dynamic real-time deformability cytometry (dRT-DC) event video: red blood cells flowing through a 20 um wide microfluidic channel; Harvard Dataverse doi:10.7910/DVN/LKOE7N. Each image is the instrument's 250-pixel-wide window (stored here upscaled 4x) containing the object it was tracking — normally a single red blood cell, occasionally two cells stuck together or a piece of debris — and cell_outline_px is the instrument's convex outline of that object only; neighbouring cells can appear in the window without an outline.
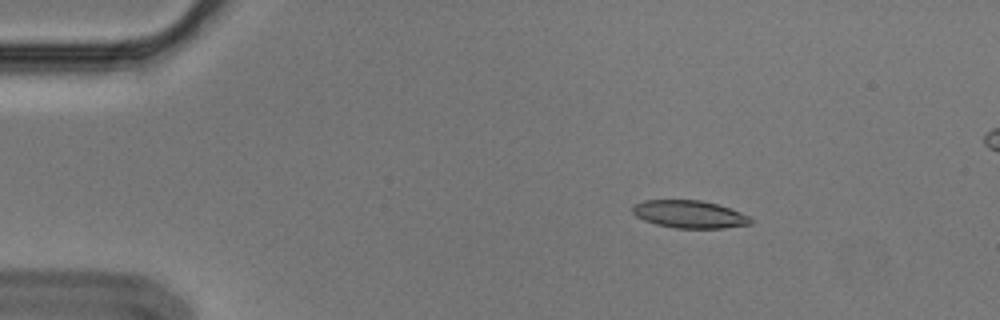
{"species": "Egyptian fruit bat (a non-hibernating species)", "species_latin": "Rousettus aegyptiacus", "temperature_condition": "cold", "stored_images_in_passage": 4, "segment_of_instrument_passage": [1, 2], "camera_frame_rate_fps": 3000, "um_per_image_px": 0.085, "animal": {"sex": "male"}, "frame": {"image": 1, "passage_image": 1, "time_ms": 0.0, "image_size_px": [1000, 320], "cell_outline_px": [[752, 224], [724, 228], [676, 228], [656, 224], [644, 220], [636, 216], [632, 212], [632, 208], [636, 204], [644, 200], [700, 200], [716, 204], [752, 216]], "centroid_in_image_um": [58.63, 18.22], "position_along_channel_um": 26.4, "area_um2": 18.96}}